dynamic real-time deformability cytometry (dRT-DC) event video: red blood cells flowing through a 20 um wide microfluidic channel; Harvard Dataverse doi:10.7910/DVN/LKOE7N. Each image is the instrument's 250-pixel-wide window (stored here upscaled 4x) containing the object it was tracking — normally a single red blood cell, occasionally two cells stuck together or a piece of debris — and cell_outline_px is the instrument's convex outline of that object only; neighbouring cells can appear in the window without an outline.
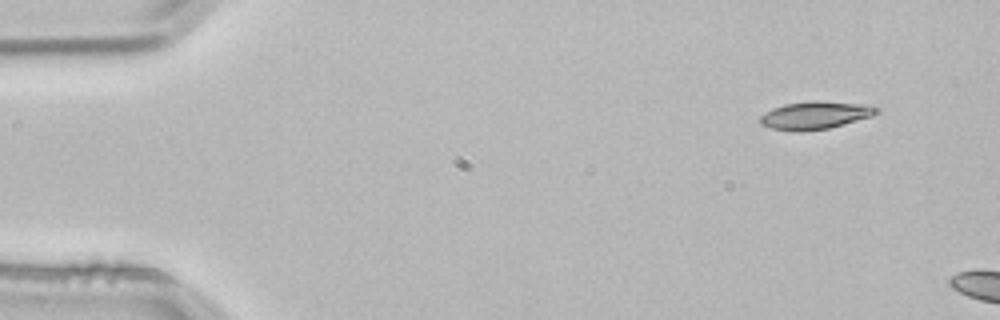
{"species": "common noctule bat (a hibernating species)", "species_latin": "Nyctalus noctula", "temperature_condition": "room temperature", "stored_images_in_passage": 3, "camera_frame_rate_fps": 3000, "um_per_image_px": 0.085, "animal": {"sex": "male", "body_mass_g": 21.5, "forearm_length_mm": 52.0}, "frame": {"image": 1, "passage_image": 1, "time_ms": 0.0, "image_size_px": [1000, 320], "cell_outline_px": [[880, 112], [872, 116], [828, 128], [800, 132], [792, 132], [772, 128], [760, 124], [760, 116], [772, 108], [784, 104], [812, 100], [816, 100], [864, 104], [880, 108]], "centroid_in_image_um": [69.28, 9.79], "position_along_channel_um": 15.7, "area_um2": 18.96}}